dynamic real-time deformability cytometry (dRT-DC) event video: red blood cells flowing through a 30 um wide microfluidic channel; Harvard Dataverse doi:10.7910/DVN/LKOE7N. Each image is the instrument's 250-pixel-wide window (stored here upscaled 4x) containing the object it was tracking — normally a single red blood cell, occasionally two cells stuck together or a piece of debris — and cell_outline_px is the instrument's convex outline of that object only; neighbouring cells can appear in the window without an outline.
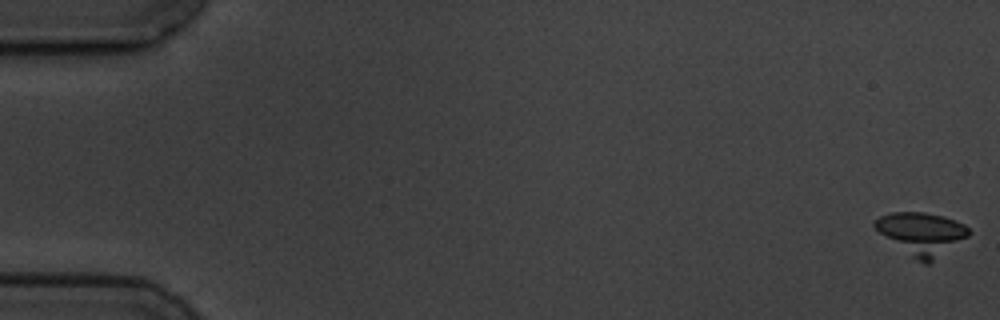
{"species": "common noctule bat (a hibernating species)", "species_latin": "Nyctalus noctula", "temperature_condition": "cold", "stored_images_in_passage": 7, "camera_frame_rate_fps": 3000, "um_per_image_px": 0.085, "animal": {"sex": "male", "body_mass_g": 19.5, "forearm_length_mm": 54.6}, "frame": {"image": 1, "passage_image": 1, "time_ms": 0.0, "image_size_px": [1000, 320], "cell_outline_px": [[972, 232], [968, 236], [928, 264], [924, 264], [916, 260], [880, 232], [872, 224], [880, 216], [892, 212], [924, 212], [944, 216], [956, 220], [964, 224]], "centroid_in_image_um": [78.37, 19.84], "position_along_channel_um": 6.6, "area_um2": 22.83}}
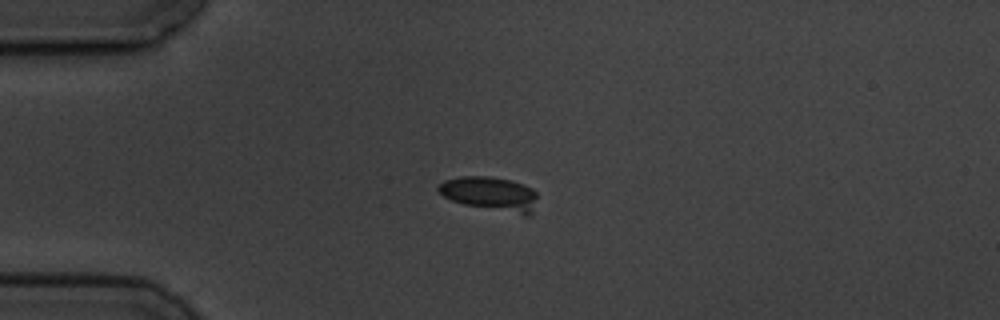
{"frame": {"image": 2, "passage_image": 5, "time_ms": 4.667, "image_size_px": [1000, 320], "cell_outline_px": [[536, 196], [532, 212], [528, 216], [524, 216], [464, 204], [452, 200], [444, 196], [436, 188], [444, 180], [460, 176], [488, 176], [512, 180], [524, 184], [532, 188], [536, 192]], "centroid_in_image_um": [41.68, 16.47], "position_along_channel_um": 43.3, "area_um2": 19.71}}